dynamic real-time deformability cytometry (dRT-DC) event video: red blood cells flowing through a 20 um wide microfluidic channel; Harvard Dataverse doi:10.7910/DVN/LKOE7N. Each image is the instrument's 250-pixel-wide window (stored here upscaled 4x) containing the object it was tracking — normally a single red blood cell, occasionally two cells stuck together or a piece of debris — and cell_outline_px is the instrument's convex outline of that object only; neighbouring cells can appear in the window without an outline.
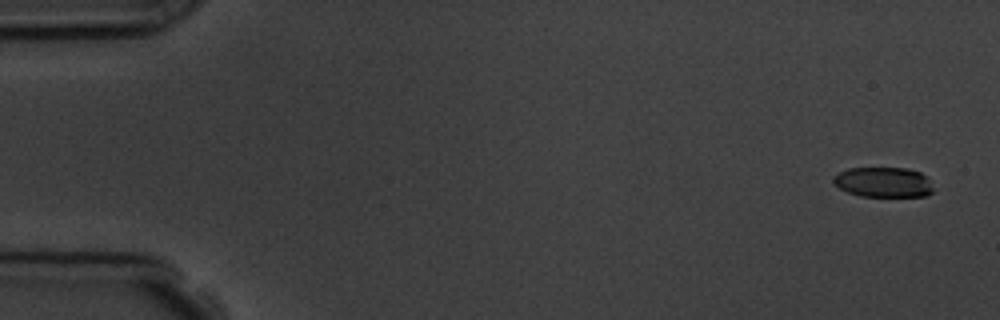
{"species": "common noctule bat (a hibernating species)", "species_latin": "Nyctalus noctula", "temperature_condition": "room temperature", "stored_images_in_passage": 5, "camera_frame_rate_fps": 3000, "um_per_image_px": 0.085, "animal": {"sex": "male", "body_mass_g": 19.5, "forearm_length_mm": 54.6}, "frame": {"image": 1, "passage_image": 1, "time_ms": 0.0, "image_size_px": [1000, 320], "cell_outline_px": [[932, 192], [924, 196], [860, 196], [848, 192], [840, 188], [832, 180], [832, 176], [848, 168], [908, 168], [920, 172], [928, 180], [932, 188]], "centroid_in_image_um": [75.06, 15.48], "position_along_channel_um": 9.9, "area_um2": 17.34}}
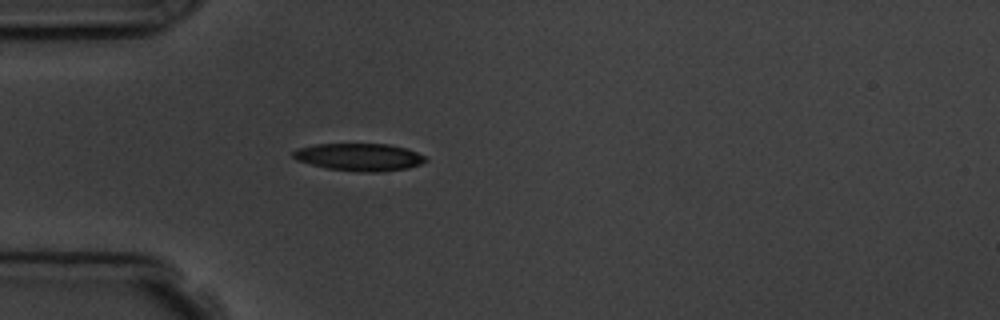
{"frame": {"image": 2, "passage_image": 5, "time_ms": 4.667, "image_size_px": [1000, 320], "cell_outline_px": [[428, 160], [420, 164], [408, 168], [380, 172], [356, 172], [328, 168], [296, 160], [292, 156], [292, 152], [296, 148], [316, 144], [388, 144], [408, 148], [424, 156]], "centroid_in_image_um": [30.54, 13.35], "position_along_channel_um": 54.5, "area_um2": 21.27}}